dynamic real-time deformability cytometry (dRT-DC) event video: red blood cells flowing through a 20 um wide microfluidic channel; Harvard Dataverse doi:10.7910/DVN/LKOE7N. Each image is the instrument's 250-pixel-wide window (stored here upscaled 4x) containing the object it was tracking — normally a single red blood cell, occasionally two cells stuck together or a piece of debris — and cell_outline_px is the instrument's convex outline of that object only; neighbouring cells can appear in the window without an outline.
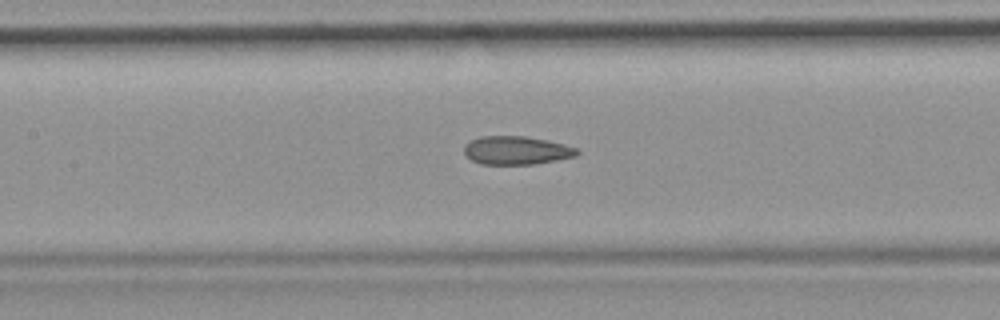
{"species": "common noctule bat (a hibernating species)", "species_latin": "Nyctalus noctula", "temperature_condition": "room temperature", "stored_images_in_passage": 40, "camera_frame_rate_fps": 3000, "um_per_image_px": 0.085, "animal": {"sex": "female", "body_mass_g": 19.9}, "frame": {"image": 1, "passage_image": 23, "time_ms": 7.333, "image_size_px": [1000, 320], "cell_outline_px": [[580, 152], [576, 156], [556, 160], [532, 164], [480, 164], [472, 160], [464, 152], [464, 144], [480, 136], [524, 136], [548, 140], [564, 144], [576, 148]], "centroid_in_image_um": [43.89, 12.77], "position_along_channel_um": 163.5, "area_um2": 18.61}}